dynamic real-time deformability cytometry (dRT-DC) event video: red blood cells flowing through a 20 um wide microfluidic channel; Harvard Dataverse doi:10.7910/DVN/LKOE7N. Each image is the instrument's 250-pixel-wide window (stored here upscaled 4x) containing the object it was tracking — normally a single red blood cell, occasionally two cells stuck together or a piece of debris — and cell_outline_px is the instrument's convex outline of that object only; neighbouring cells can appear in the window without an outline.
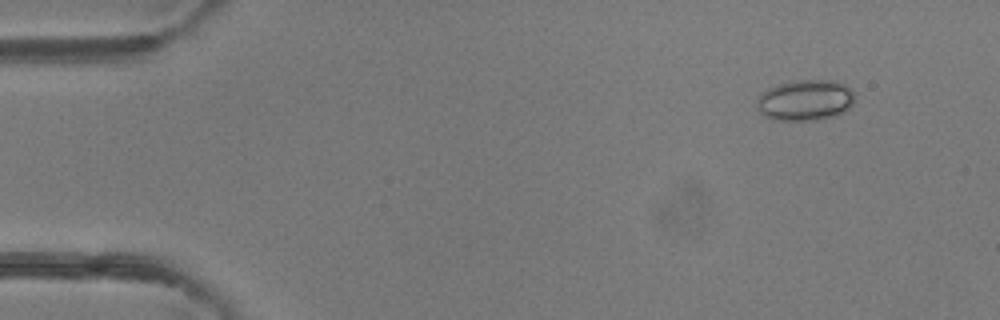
{"species": "common noctule bat (a hibernating species)", "species_latin": "Nyctalus noctula", "temperature_condition": "room temperature", "stored_images_in_passage": 4, "camera_frame_rate_fps": 3000, "um_per_image_px": 0.085, "animal": {"sex": "female"}, "frame": {"image": 1, "passage_image": 2, "time_ms": 0.333, "image_size_px": [1000, 320], "cell_outline_px": [[852, 104], [844, 112], [836, 116], [816, 120], [772, 120], [764, 116], [756, 108], [756, 104], [760, 96], [768, 88], [792, 80], [832, 80], [844, 84], [852, 88]], "centroid_in_image_um": [68.44, 8.52], "position_along_channel_um": 16.6, "area_um2": 23.35}}